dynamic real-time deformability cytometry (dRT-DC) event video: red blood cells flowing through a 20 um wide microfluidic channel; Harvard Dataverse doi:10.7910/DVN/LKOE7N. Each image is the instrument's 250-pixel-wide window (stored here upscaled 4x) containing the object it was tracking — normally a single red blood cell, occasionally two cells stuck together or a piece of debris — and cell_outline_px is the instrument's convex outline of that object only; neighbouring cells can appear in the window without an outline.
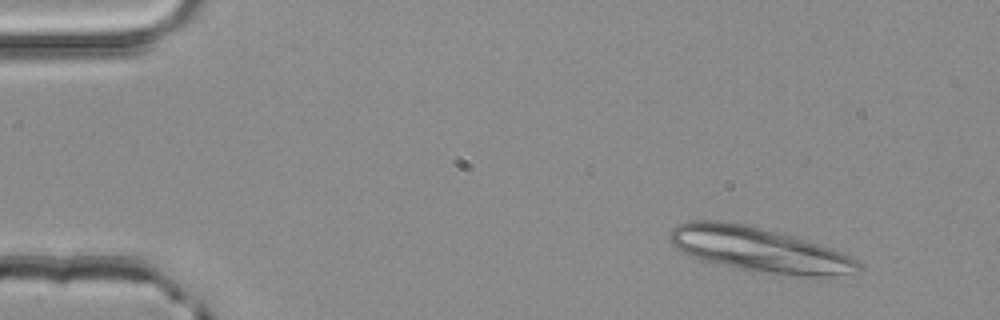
{"species": "common noctule bat (a hibernating species)", "species_latin": "Nyctalus noctula", "temperature_condition": "room temperature", "stored_images_in_passage": 3, "camera_frame_rate_fps": 3000, "um_per_image_px": 0.085, "animal": {"sex": "male", "body_mass_g": 20.4}, "frame": {"image": 1, "passage_image": 1, "time_ms": 0.0, "image_size_px": [1000, 320], "cell_outline_px": [[860, 268], [828, 276], [808, 276], [760, 272], [700, 260], [680, 252], [672, 244], [668, 236], [668, 232], [676, 224], [688, 220], [720, 220], [744, 224], [792, 236], [840, 252], [856, 260], [860, 264]], "centroid_in_image_um": [64.34, 21.18], "position_along_channel_um": 20.7, "area_um2": 48.03}}